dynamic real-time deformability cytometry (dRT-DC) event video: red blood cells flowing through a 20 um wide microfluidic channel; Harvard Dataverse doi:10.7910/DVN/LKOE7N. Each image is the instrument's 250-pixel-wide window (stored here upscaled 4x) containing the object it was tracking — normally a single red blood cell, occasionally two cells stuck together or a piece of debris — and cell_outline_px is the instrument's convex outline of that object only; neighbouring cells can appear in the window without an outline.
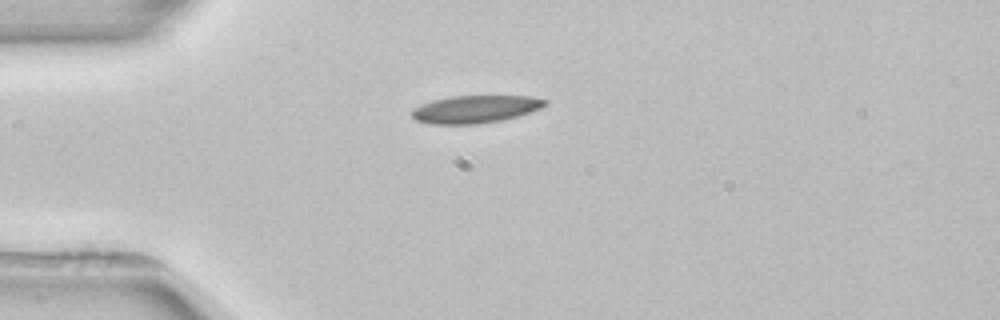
{"species": "common noctule bat (a hibernating species)", "species_latin": "Nyctalus noctula", "temperature_condition": "room temperature", "stored_images_in_passage": 2, "camera_frame_rate_fps": 3000, "um_per_image_px": 0.085, "animal": {"sex": "female", "body_mass_g": 22.7, "forearm_length_mm": 54.2}, "frame": {"image": 1, "passage_image": 1, "time_ms": 0.0, "image_size_px": [1000, 320], "cell_outline_px": [[548, 104], [540, 108], [516, 116], [500, 120], [476, 124], [432, 124], [416, 120], [412, 116], [412, 108], [420, 104], [432, 100], [452, 96], [528, 96], [548, 100]], "centroid_in_image_um": [40.37, 9.27], "position_along_channel_um": 44.6, "area_um2": 21.27}}
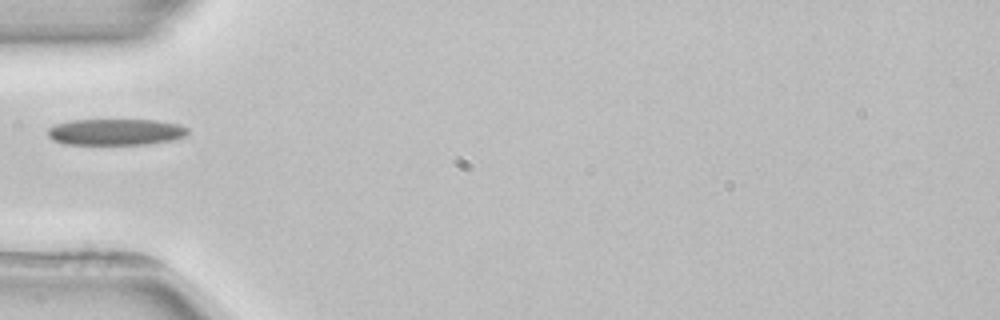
{"frame": {"image": 2, "passage_image": 2, "time_ms": 1.333, "image_size_px": [1000, 320], "cell_outline_px": [[188, 132], [184, 136], [172, 140], [148, 144], [64, 144], [52, 140], [48, 136], [48, 128], [56, 124], [72, 120], [156, 120], [180, 124], [188, 128]], "centroid_in_image_um": [9.83, 11.21], "position_along_channel_um": 75.2, "area_um2": 21.5}}